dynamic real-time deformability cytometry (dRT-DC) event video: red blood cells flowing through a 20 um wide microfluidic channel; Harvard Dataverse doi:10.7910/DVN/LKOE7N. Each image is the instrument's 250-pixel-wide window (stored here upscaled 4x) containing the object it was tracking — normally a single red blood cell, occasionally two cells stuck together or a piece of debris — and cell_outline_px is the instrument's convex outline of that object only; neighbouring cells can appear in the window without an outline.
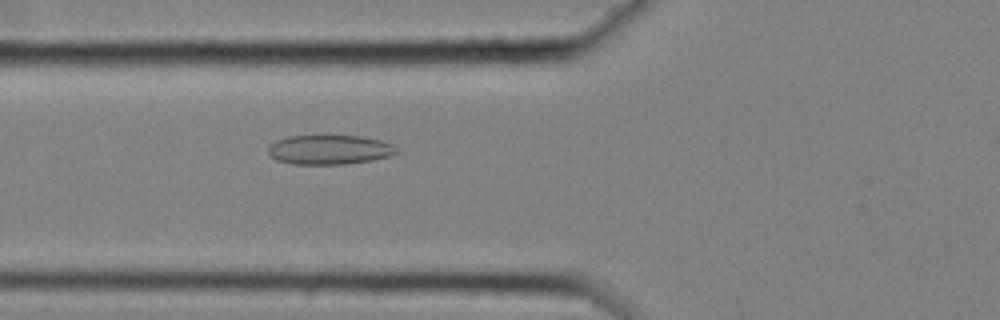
{"species": "common noctule bat (a hibernating species)", "species_latin": "Nyctalus noctula", "temperature_condition": "cold", "stored_images_in_passage": 60, "camera_frame_rate_fps": 3000, "um_per_image_px": 0.085, "animal": {"sex": "female", "body_mass_g": 25.1}, "frame": {"image": 1, "passage_image": 24, "time_ms": 7.667, "image_size_px": [1000, 320], "cell_outline_px": [[400, 152], [392, 156], [372, 160], [344, 164], [292, 164], [276, 160], [268, 156], [268, 148], [276, 140], [288, 136], [360, 136], [384, 140], [400, 148]], "centroid_in_image_um": [28.06, 12.73], "position_along_channel_um": 97.7, "area_um2": 22.37}}
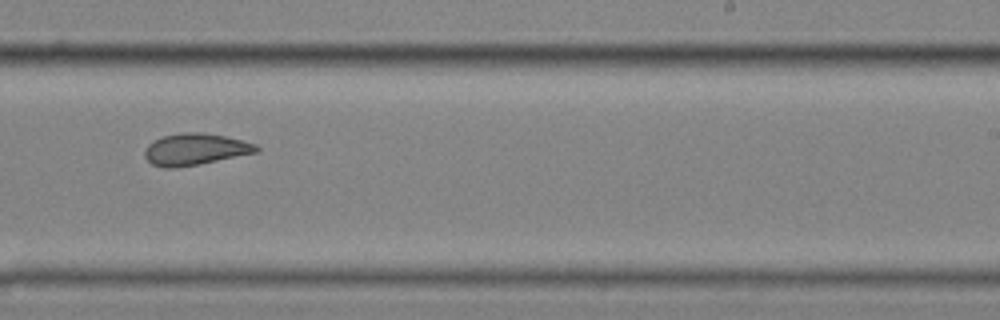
{"frame": {"image": 2, "passage_image": 39, "time_ms": 12.667, "image_size_px": [1000, 320], "cell_outline_px": [[260, 152], [200, 164], [176, 168], [164, 168], [152, 164], [144, 156], [144, 152], [148, 144], [164, 136], [184, 132], [204, 132], [224, 136], [256, 144], [260, 148]], "centroid_in_image_um": [16.62, 12.7], "position_along_channel_um": 272.4, "area_um2": 20.63}}
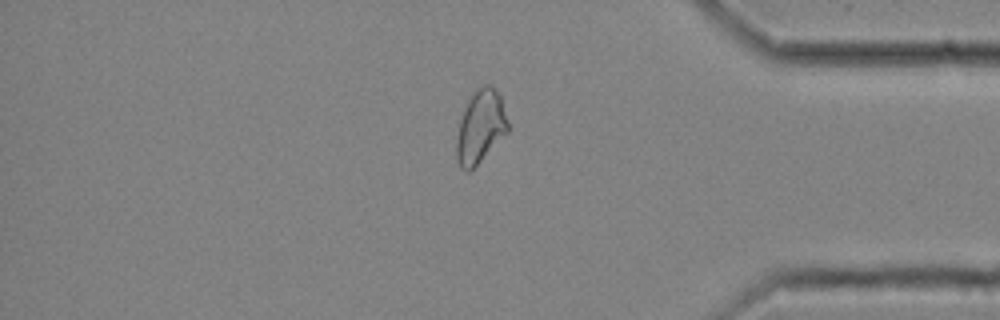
{"frame": {"image": 3, "passage_image": 51, "time_ms": 16.667, "image_size_px": [1000, 320], "cell_outline_px": [[508, 132], [468, 172], [464, 172], [460, 168], [456, 156], [456, 140], [460, 120], [464, 108], [472, 92], [476, 88], [484, 84], [492, 84], [500, 96], [508, 120]], "centroid_in_image_um": [40.83, 10.74], "position_along_channel_um": 394.4, "area_um2": 21.79}, "authors_computed_cell_mechanics": {"area_um2": 23.2645, "velocity_mm_per_s": 3.4942, "shape_relaxation_time_tau1_ms": null, "shape_relaxation_time_tau2_ms": 3.3824, "deformation_change_tau1": null, "deformation_change_tau2": 0.0877}}